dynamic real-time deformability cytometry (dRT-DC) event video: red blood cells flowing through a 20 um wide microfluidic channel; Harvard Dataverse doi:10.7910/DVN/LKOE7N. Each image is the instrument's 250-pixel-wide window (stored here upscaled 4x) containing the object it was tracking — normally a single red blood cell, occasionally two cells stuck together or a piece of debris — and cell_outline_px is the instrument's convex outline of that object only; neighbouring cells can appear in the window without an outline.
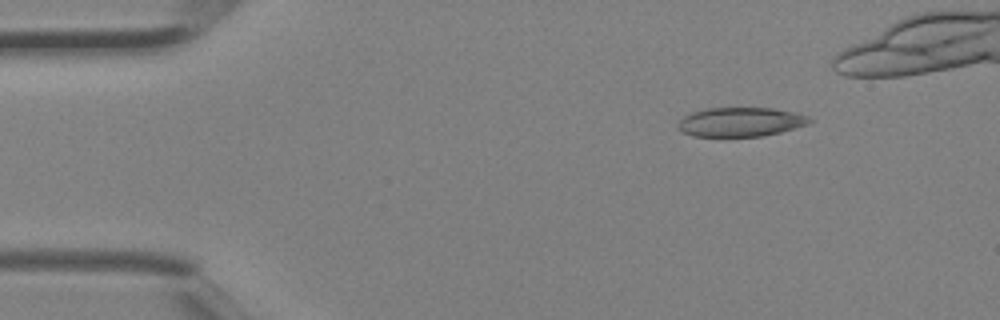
{"species": "Egyptian fruit bat (a non-hibernating species)", "species_latin": "Rousettus aegyptiacus", "temperature_condition": "room temperature", "stored_images_in_passage": 3, "camera_frame_rate_fps": 3000, "um_per_image_px": 0.085, "animal": {"sex": "female"}, "frame": {"image": 1, "passage_image": 1, "time_ms": 0.0, "image_size_px": [1000, 320], "cell_outline_px": [[812, 120], [808, 124], [780, 132], [764, 136], [692, 136], [680, 132], [676, 128], [676, 124], [684, 116], [692, 112], [708, 108], [772, 108], [792, 112], [808, 116]], "centroid_in_image_um": [62.89, 10.37], "position_along_channel_um": 22.1, "area_um2": 22.37}}